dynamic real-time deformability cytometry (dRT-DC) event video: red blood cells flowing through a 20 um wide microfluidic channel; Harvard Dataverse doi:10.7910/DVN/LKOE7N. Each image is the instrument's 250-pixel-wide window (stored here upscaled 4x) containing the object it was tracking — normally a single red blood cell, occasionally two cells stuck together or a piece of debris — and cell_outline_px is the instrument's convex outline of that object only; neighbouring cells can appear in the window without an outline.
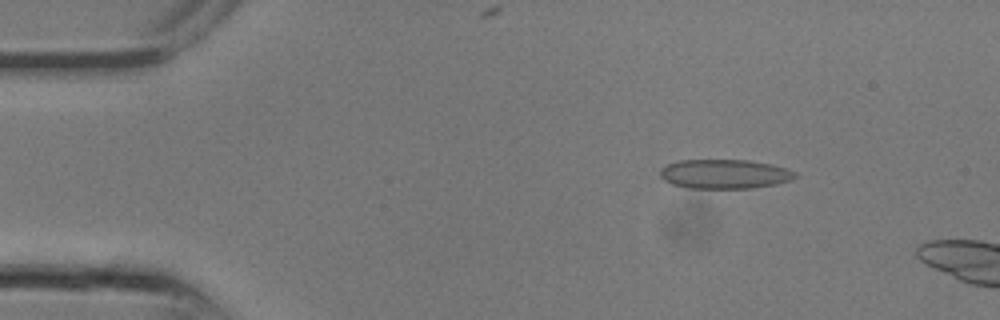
{"species": "common noctule bat (a hibernating species)", "species_latin": "Nyctalus noctula", "temperature_condition": "room temperature", "stored_images_in_passage": 6, "camera_frame_rate_fps": 3000, "um_per_image_px": 0.085, "animal": {"sex": "male", "body_mass_g": 13.3}, "frame": {"image": 1, "passage_image": 4, "time_ms": 1.0, "image_size_px": [1000, 320], "cell_outline_px": [[800, 176], [776, 184], [752, 188], [688, 188], [672, 184], [664, 180], [660, 176], [660, 168], [668, 164], [680, 160], [748, 160], [772, 164], [796, 172]], "centroid_in_image_um": [61.58, 14.79], "position_along_channel_um": 23.4, "area_um2": 23.06}}